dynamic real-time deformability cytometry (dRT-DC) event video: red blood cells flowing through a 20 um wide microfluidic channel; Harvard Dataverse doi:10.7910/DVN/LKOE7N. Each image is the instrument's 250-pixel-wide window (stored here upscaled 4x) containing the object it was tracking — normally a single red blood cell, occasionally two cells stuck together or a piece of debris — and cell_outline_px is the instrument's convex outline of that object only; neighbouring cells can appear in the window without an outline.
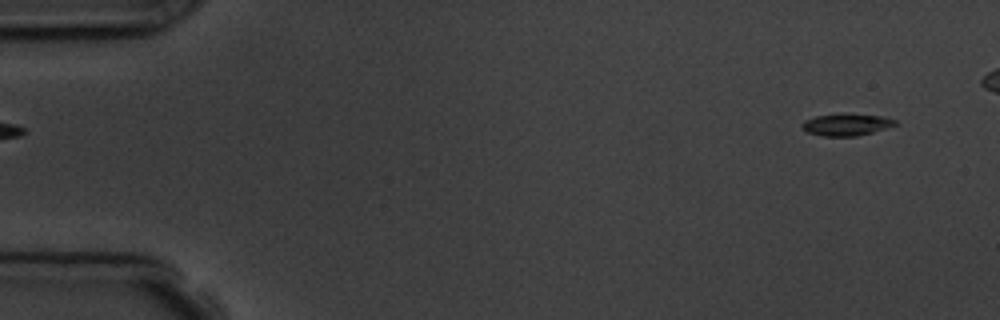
{"species": "common noctule bat (a hibernating species)", "species_latin": "Nyctalus noctula", "temperature_condition": "room temperature", "stored_images_in_passage": 8, "camera_frame_rate_fps": 3000, "um_per_image_px": 0.085, "animal": {"sex": "male", "body_mass_g": 19.5, "forearm_length_mm": 54.6}, "frame": {"image": 1, "passage_image": 1, "time_ms": 0.0, "image_size_px": [1000, 320], "cell_outline_px": [[896, 124], [872, 132], [856, 136], [824, 136], [808, 132], [800, 124], [804, 120], [816, 116], [884, 116], [896, 120]], "centroid_in_image_um": [71.92, 10.63], "position_along_channel_um": 13.1, "area_um2": 11.04}}